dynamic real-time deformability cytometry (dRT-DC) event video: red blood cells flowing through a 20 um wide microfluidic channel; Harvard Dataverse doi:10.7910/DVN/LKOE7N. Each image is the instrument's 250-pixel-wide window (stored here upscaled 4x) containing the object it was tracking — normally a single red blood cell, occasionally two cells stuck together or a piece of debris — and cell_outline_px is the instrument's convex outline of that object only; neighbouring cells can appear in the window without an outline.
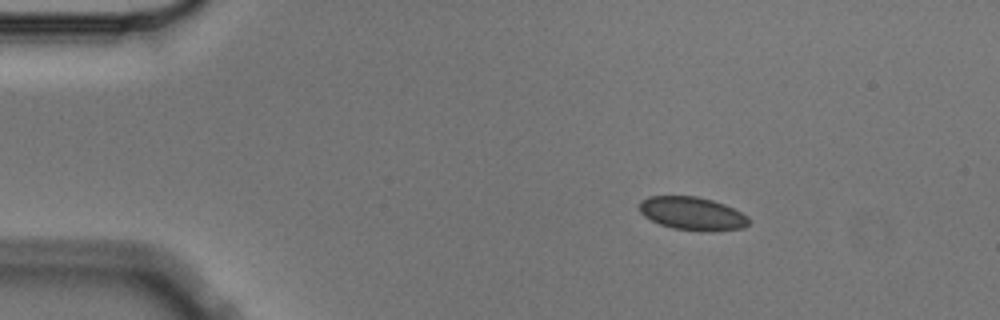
{"species": "Egyptian fruit bat (a non-hibernating species)", "species_latin": "Rousettus aegyptiacus", "temperature_condition": "cold", "stored_images_in_passage": 2, "camera_frame_rate_fps": 3000, "um_per_image_px": 0.085, "animal": {"sex": "male"}, "frame": {"image": 1, "passage_image": 1, "time_ms": 0.0, "image_size_px": [1000, 320], "cell_outline_px": [[752, 220], [744, 228], [712, 232], [700, 232], [672, 228], [660, 224], [644, 216], [640, 212], [640, 200], [648, 196], [696, 196], [712, 200], [724, 204], [748, 216]], "centroid_in_image_um": [58.87, 18.17], "position_along_channel_um": 26.1, "area_um2": 21.44}}